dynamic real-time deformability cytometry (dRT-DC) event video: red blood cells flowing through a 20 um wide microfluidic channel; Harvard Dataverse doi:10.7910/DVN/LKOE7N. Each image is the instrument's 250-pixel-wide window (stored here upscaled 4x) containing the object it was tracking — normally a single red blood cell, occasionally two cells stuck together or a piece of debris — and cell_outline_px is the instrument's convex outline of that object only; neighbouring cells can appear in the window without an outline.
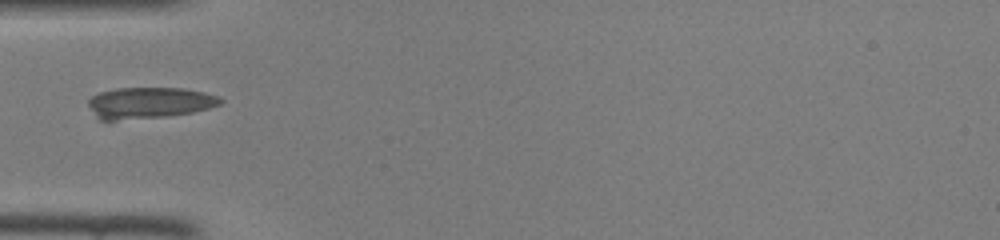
{"species": "common noctule bat (a hibernating species)", "species_latin": "Nyctalus noctula", "temperature_condition": "room temperature", "stored_images_in_passage": 34, "camera_frame_rate_fps": 3000, "um_per_image_px": 0.085, "animal": {"sex": "female", "body_mass_g": 22.0, "forearm_length_mm": 56.7}, "frame": {"image": 1, "passage_image": 1, "time_ms": 0.0, "image_size_px": [1000, 240], "cell_outline_px": [[224, 100], [220, 104], [208, 108], [192, 112], [164, 116], [116, 120], [100, 120], [96, 116], [88, 104], [88, 100], [92, 96], [100, 92], [116, 88], [184, 88], [204, 92], [220, 96]], "centroid_in_image_um": [12.7, 8.72], "position_along_channel_um": 72.3, "area_um2": 23.87}}
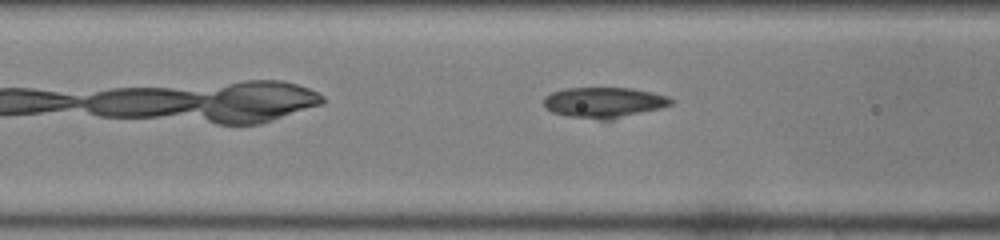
{"frame": {"image": 2, "passage_image": 4, "time_ms": 1.0, "image_size_px": [1000, 240], "cell_outline_px": [[672, 104], [660, 108], [612, 120], [600, 120], [568, 116], [552, 112], [544, 104], [544, 96], [552, 92], [564, 88], [632, 88], [652, 92], [668, 96], [672, 100]], "centroid_in_image_um": [51.34, 8.71], "position_along_channel_um": 115.3, "area_um2": 22.66}}
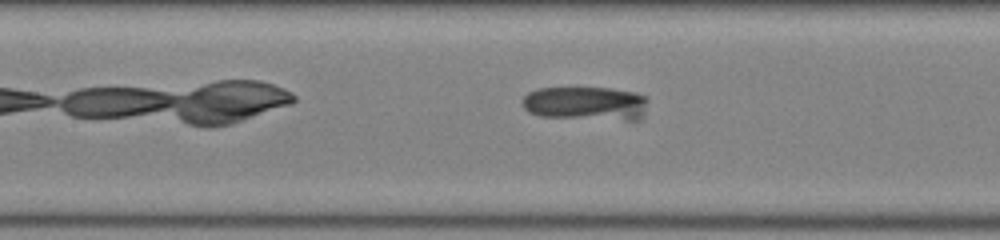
{"frame": {"image": 3, "passage_image": 7, "time_ms": 2.0, "image_size_px": [1000, 240], "cell_outline_px": [[648, 100], [640, 120], [624, 120], [540, 116], [528, 112], [524, 108], [520, 100], [528, 92], [536, 88], [608, 88], [636, 92], [648, 96]], "centroid_in_image_um": [49.78, 8.78], "position_along_channel_um": 157.6, "area_um2": 25.03}}